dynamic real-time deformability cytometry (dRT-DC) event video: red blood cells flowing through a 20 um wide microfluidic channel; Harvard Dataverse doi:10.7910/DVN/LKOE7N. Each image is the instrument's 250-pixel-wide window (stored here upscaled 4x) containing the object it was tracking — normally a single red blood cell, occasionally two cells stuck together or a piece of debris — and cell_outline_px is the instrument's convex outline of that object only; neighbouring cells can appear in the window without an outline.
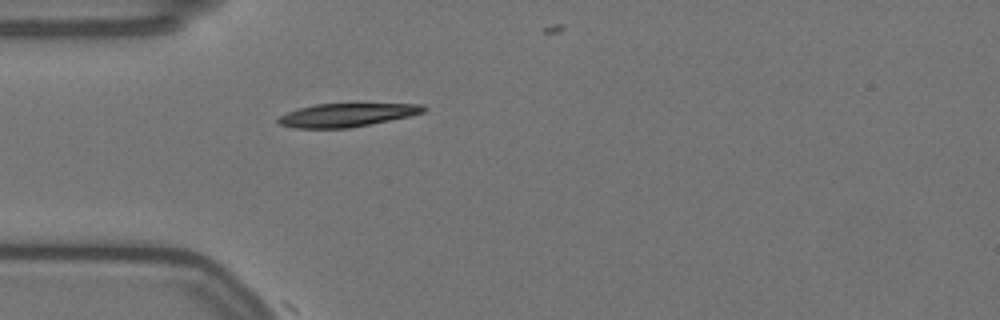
{"species": "Egyptian fruit bat (a non-hibernating species)", "species_latin": "Rousettus aegyptiacus", "temperature_condition": "warm", "stored_images_in_passage": 30, "camera_frame_rate_fps": 3000, "um_per_image_px": 0.085, "animal": {"sex": "female"}, "frame": {"image": 1, "passage_image": 1, "time_ms": 0.0, "image_size_px": [1000, 320], "cell_outline_px": [[428, 108], [424, 112], [408, 116], [348, 128], [292, 128], [280, 124], [276, 120], [280, 116], [288, 112], [300, 108], [316, 104], [424, 104]], "centroid_in_image_um": [29.46, 9.77], "position_along_channel_um": 55.5, "area_um2": 19.48}}
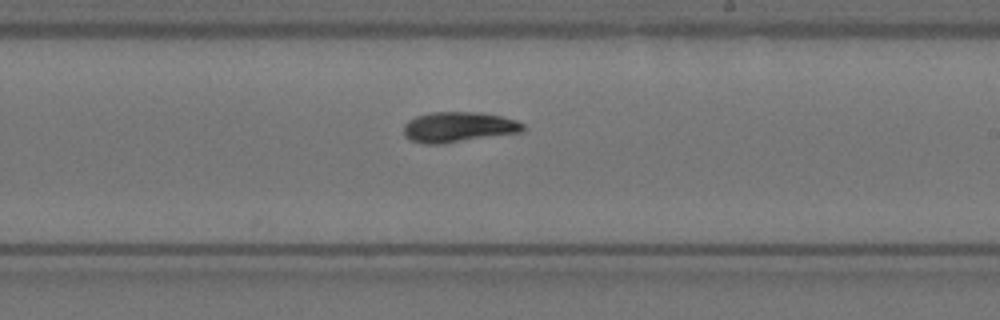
{"frame": {"image": 2, "passage_image": 18, "time_ms": 5.667, "image_size_px": [1000, 320], "cell_outline_px": [[524, 128], [520, 132], [440, 144], [424, 144], [412, 140], [404, 136], [404, 124], [408, 120], [416, 116], [432, 112], [480, 112], [500, 116], [516, 120], [524, 124]], "centroid_in_image_um": [38.93, 10.79], "position_along_channel_um": 250.1, "area_um2": 20.92}}
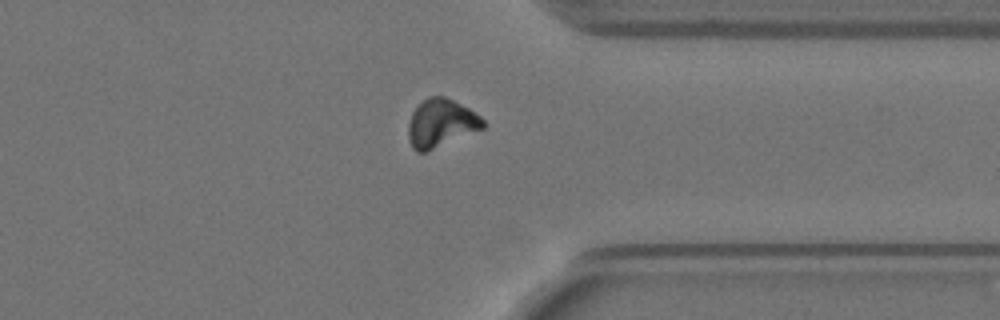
{"frame": {"image": 3, "passage_image": 29, "time_ms": 9.333, "image_size_px": [1000, 320], "cell_outline_px": [[484, 128], [424, 152], [416, 152], [412, 148], [408, 136], [408, 124], [412, 112], [428, 96], [444, 96], [468, 108], [480, 116], [484, 120]], "centroid_in_image_um": [37.46, 10.47], "position_along_channel_um": 373.9, "area_um2": 20.58}}